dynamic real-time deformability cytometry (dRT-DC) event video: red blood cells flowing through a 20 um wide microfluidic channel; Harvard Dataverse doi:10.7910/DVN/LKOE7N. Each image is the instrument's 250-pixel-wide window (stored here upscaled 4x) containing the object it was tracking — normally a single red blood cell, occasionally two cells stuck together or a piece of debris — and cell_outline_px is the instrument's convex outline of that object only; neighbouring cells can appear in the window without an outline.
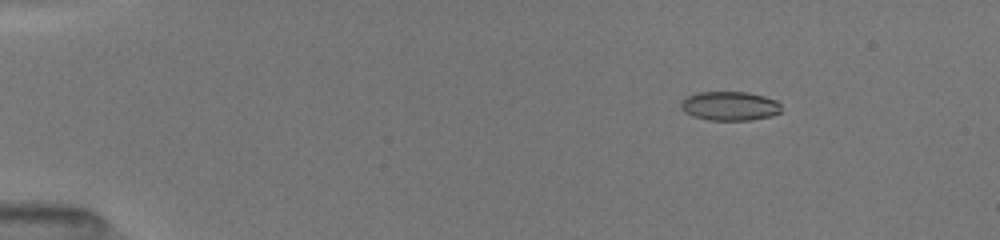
{"species": "common noctule bat (a hibernating species)", "species_latin": "Nyctalus noctula", "temperature_condition": "room temperature", "stored_images_in_passage": 52, "camera_frame_rate_fps": 3000, "um_per_image_px": 0.085, "animal": {"sex": "female", "body_mass_g": 19.5, "forearm_length_mm": 54.1}, "frame": {"image": 1, "passage_image": 8, "time_ms": 2.333, "image_size_px": [1000, 240], "cell_outline_px": [[780, 112], [772, 116], [752, 120], [708, 120], [692, 116], [684, 112], [680, 108], [680, 100], [684, 96], [696, 92], [748, 92], [764, 96], [776, 100], [780, 104]], "centroid_in_image_um": [61.97, 9.0], "position_along_channel_um": 23.0, "area_um2": 17.34}}
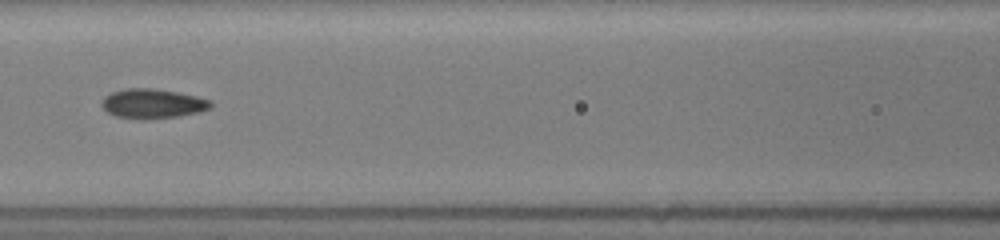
{"frame": {"image": 2, "passage_image": 25, "time_ms": 8.0, "image_size_px": [1000, 240], "cell_outline_px": [[212, 108], [200, 112], [176, 116], [144, 120], [116, 116], [108, 112], [100, 104], [104, 96], [112, 92], [124, 88], [152, 88], [176, 92], [196, 96], [212, 100]], "centroid_in_image_um": [12.97, 8.81], "position_along_channel_um": 153.6, "area_um2": 18.84}}
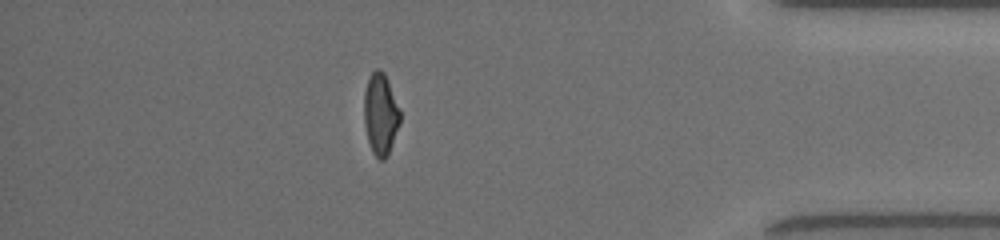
{"frame": {"image": 3, "passage_image": 46, "time_ms": 15.0, "image_size_px": [1000, 240], "cell_outline_px": [[400, 124], [388, 156], [384, 160], [380, 160], [372, 152], [368, 140], [364, 124], [364, 92], [368, 80], [372, 72], [376, 68], [380, 68], [384, 72], [388, 80], [400, 108]], "centroid_in_image_um": [32.36, 9.7], "position_along_channel_um": 402.8, "area_um2": 17.34}, "authors_computed_cell_mechanics": {"area_um2": 17.6868, "velocity_mm_per_s": 4.0406, "shape_relaxation_time_tau1_ms": null, "shape_relaxation_time_tau2_ms": 1.2411, "deformation_change_tau1": null, "deformation_change_tau2": 0.0697}}